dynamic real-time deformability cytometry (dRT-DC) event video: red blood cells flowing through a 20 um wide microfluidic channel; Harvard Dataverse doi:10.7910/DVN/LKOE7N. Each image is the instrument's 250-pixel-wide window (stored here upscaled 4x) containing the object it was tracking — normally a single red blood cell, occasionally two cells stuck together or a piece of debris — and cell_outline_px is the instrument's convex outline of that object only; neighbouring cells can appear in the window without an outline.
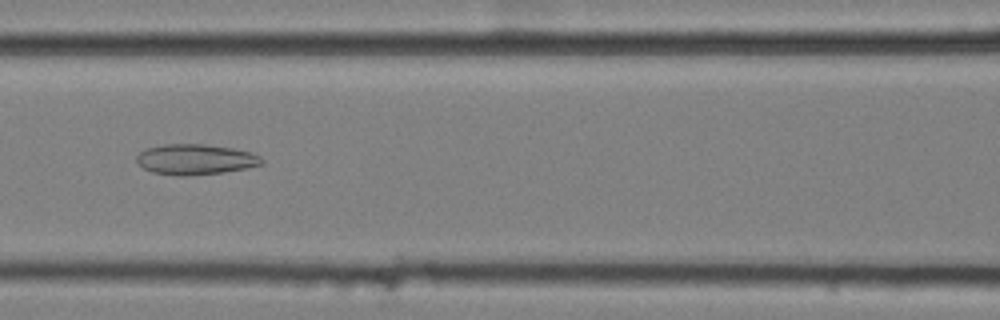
{"species": "common noctule bat (a hibernating species)", "species_latin": "Nyctalus noctula", "temperature_condition": "cold", "stored_images_in_passage": 9, "camera_frame_rate_fps": 3000, "um_per_image_px": 0.085, "animal": {"sex": "female", "body_mass_g": 25.1}, "frame": {"image": 1, "passage_image": 7, "time_ms": 2.0, "image_size_px": [1000, 320], "cell_outline_px": [[264, 160], [260, 164], [244, 168], [224, 172], [188, 176], [176, 176], [152, 172], [144, 168], [136, 160], [136, 156], [140, 152], [148, 148], [164, 144], [204, 144], [232, 148], [252, 152], [260, 156]], "centroid_in_image_um": [16.6, 13.55], "position_along_channel_um": 150.0, "area_um2": 22.14}}
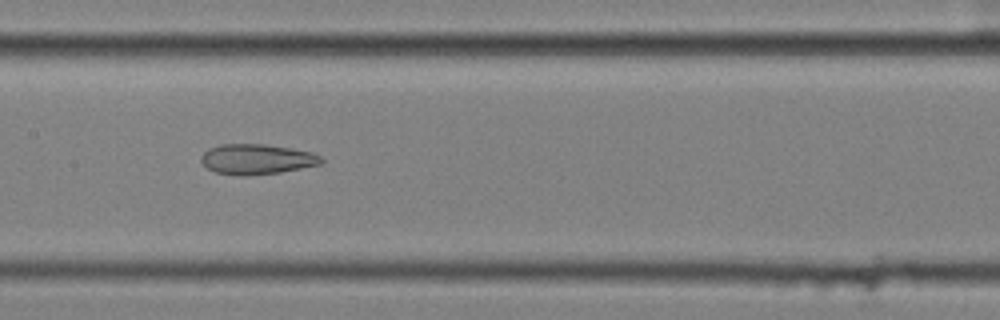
{"frame": {"image": 2, "passage_image": 8, "time_ms": 2.333, "image_size_px": [1000, 320], "cell_outline_px": [[324, 160], [320, 164], [280, 172], [248, 176], [236, 176], [216, 172], [208, 168], [200, 160], [200, 156], [208, 148], [220, 144], [264, 144], [292, 148], [312, 152], [320, 156]], "centroid_in_image_um": [21.8, 13.53], "position_along_channel_um": 185.6, "area_um2": 21.27}}
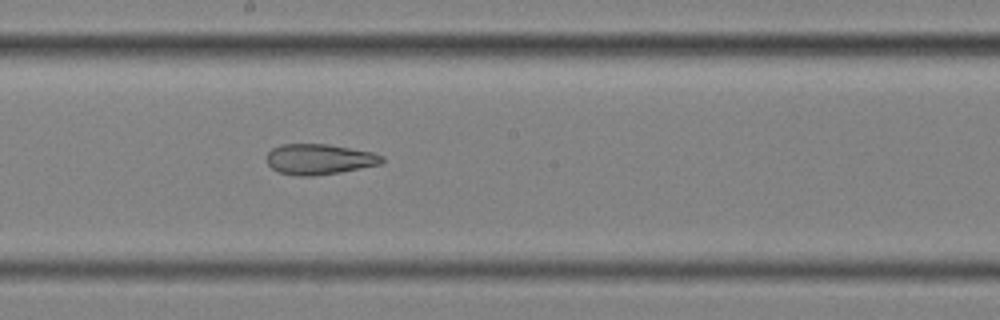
{"frame": {"image": 3, "passage_image": 9, "time_ms": 2.667, "image_size_px": [1000, 320], "cell_outline_px": [[384, 160], [380, 164], [340, 172], [312, 176], [300, 176], [276, 172], [268, 164], [268, 152], [272, 148], [280, 144], [328, 144], [372, 152], [384, 156]], "centroid_in_image_um": [27.13, 13.53], "position_along_channel_um": 221.1, "area_um2": 20.46}}